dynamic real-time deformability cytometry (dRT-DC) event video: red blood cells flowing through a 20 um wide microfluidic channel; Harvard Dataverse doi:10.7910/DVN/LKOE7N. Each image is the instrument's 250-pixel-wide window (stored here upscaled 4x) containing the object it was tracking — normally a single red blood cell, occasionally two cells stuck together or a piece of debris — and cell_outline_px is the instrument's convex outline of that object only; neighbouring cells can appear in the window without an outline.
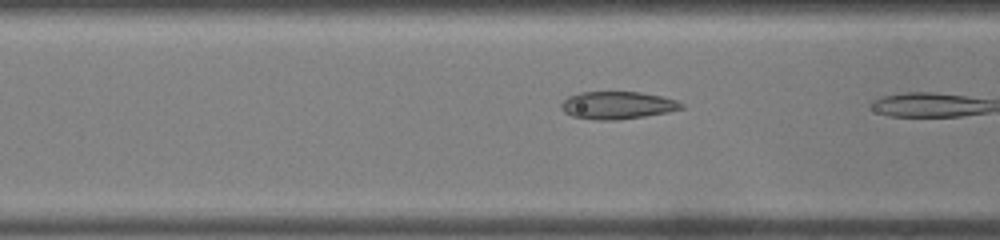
{"species": "common noctule bat (a hibernating species)", "species_latin": "Nyctalus noctula", "temperature_condition": "warm", "stored_images_in_passage": 28, "camera_frame_rate_fps": 3000, "um_per_image_px": 0.085, "animal": {"sex": "male", "body_mass_g": 19.0, "forearm_length_mm": 50.8}, "frame": {"image": 1, "passage_image": 16, "time_ms": 5.0, "image_size_px": [1000, 240], "cell_outline_px": [[684, 108], [668, 112], [644, 116], [616, 120], [600, 120], [572, 116], [564, 112], [560, 108], [560, 104], [568, 96], [580, 92], [640, 92], [660, 96], [676, 100], [684, 104]], "centroid_in_image_um": [52.47, 8.94], "position_along_channel_um": 114.1, "area_um2": 19.25}}